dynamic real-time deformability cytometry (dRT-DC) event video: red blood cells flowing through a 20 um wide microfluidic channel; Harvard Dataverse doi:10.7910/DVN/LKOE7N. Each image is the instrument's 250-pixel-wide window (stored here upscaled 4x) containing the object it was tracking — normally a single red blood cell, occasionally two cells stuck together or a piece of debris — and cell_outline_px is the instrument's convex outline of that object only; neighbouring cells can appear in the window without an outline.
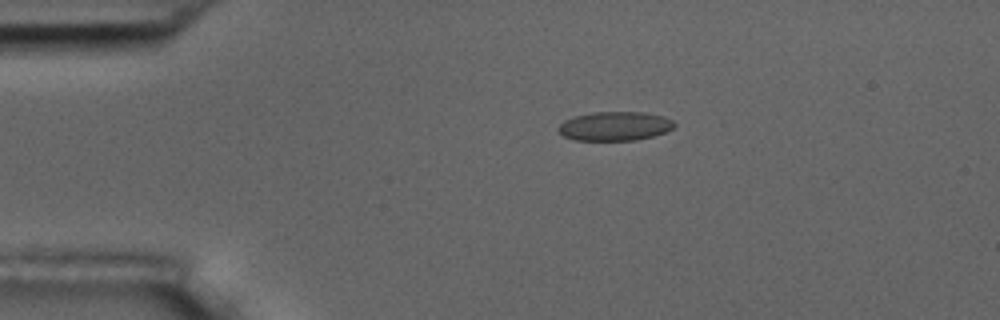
{"species": "common noctule bat (a hibernating species)", "species_latin": "Nyctalus noctula", "temperature_condition": "room temperature", "stored_images_in_passage": 7, "camera_frame_rate_fps": 3000, "um_per_image_px": 0.085, "animal": {"sex": "male", "body_mass_g": 17.5, "forearm_length_mm": 52.3}, "frame": {"image": 1, "passage_image": 4, "time_ms": 3.333, "image_size_px": [1000, 320], "cell_outline_px": [[676, 124], [672, 128], [664, 132], [652, 136], [636, 140], [576, 140], [564, 136], [556, 128], [564, 120], [576, 116], [592, 112], [644, 112], [664, 116], [672, 120]], "centroid_in_image_um": [52.26, 10.71], "position_along_channel_um": 32.7, "area_um2": 19.54}}
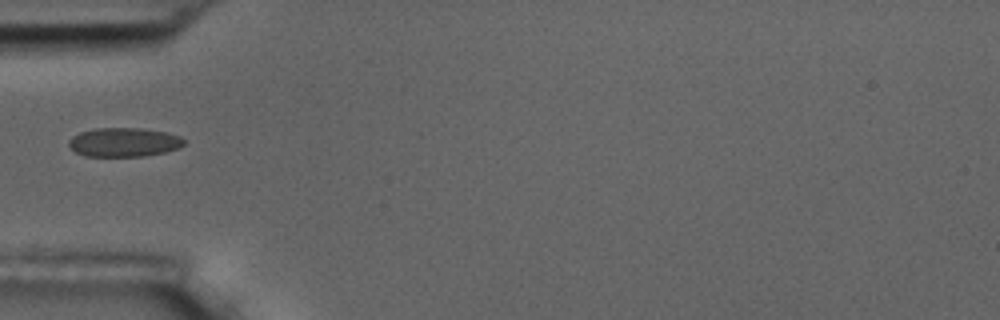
{"frame": {"image": 2, "passage_image": 6, "time_ms": 5.667, "image_size_px": [1000, 320], "cell_outline_px": [[184, 144], [180, 148], [164, 152], [144, 156], [88, 156], [76, 152], [68, 144], [68, 140], [72, 136], [80, 132], [96, 128], [140, 128], [168, 132], [180, 136], [184, 140]], "centroid_in_image_um": [10.55, 12.08], "position_along_channel_um": 74.4, "area_um2": 19.48}}